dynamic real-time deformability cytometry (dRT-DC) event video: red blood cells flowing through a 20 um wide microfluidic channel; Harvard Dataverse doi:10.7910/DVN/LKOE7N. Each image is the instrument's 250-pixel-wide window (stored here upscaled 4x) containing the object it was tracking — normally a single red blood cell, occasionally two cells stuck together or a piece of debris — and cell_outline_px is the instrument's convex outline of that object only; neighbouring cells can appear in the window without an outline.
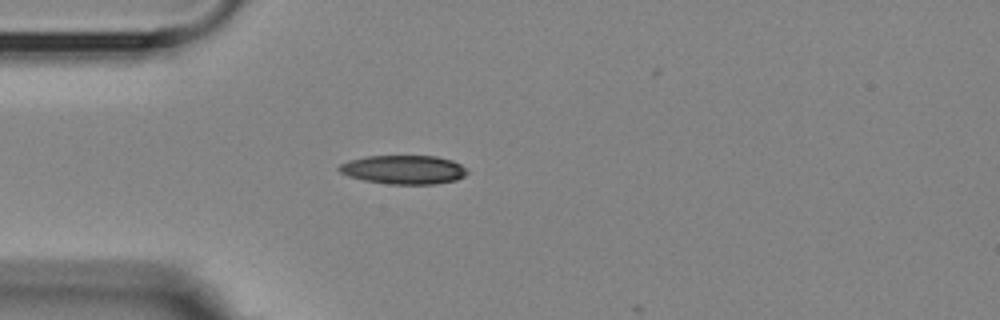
{"species": "Egyptian fruit bat (a non-hibernating species)", "species_latin": "Rousettus aegyptiacus", "temperature_condition": "room temperature", "stored_images_in_passage": 1, "camera_frame_rate_fps": 3000, "um_per_image_px": 0.085, "animal": {"sex": "female"}, "frame": {"image": 1, "passage_image": 1, "time_ms": 0.0, "image_size_px": [1000, 320], "cell_outline_px": [[468, 172], [464, 176], [456, 180], [436, 184], [388, 184], [364, 180], [348, 176], [340, 172], [336, 168], [340, 164], [348, 160], [368, 156], [436, 156], [452, 160], [460, 164]], "centroid_in_image_um": [34.29, 14.42], "position_along_channel_um": 50.7, "area_um2": 21.56}}